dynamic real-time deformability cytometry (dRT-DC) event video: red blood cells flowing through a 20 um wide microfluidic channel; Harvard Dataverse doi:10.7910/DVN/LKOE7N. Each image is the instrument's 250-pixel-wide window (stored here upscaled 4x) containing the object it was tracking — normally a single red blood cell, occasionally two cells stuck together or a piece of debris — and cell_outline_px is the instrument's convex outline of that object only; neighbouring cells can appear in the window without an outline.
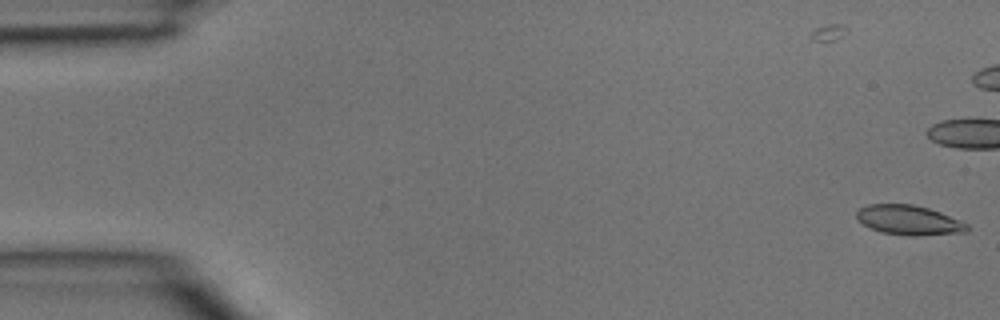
{"species": "common noctule bat (a hibernating species)", "species_latin": "Nyctalus noctula", "temperature_condition": "room temperature", "stored_images_in_passage": 3, "camera_frame_rate_fps": 3000, "um_per_image_px": 0.085, "animal": {"sex": "male", "body_mass_g": 15.6}, "frame": {"image": 1, "passage_image": 3, "time_ms": 0.667, "image_size_px": [1000, 320], "cell_outline_px": [[968, 232], [916, 236], [908, 236], [880, 232], [864, 224], [856, 216], [856, 212], [860, 208], [868, 204], [912, 204], [928, 208], [940, 212], [968, 224]], "centroid_in_image_um": [77.27, 18.71], "position_along_channel_um": 7.7, "area_um2": 19.02}}